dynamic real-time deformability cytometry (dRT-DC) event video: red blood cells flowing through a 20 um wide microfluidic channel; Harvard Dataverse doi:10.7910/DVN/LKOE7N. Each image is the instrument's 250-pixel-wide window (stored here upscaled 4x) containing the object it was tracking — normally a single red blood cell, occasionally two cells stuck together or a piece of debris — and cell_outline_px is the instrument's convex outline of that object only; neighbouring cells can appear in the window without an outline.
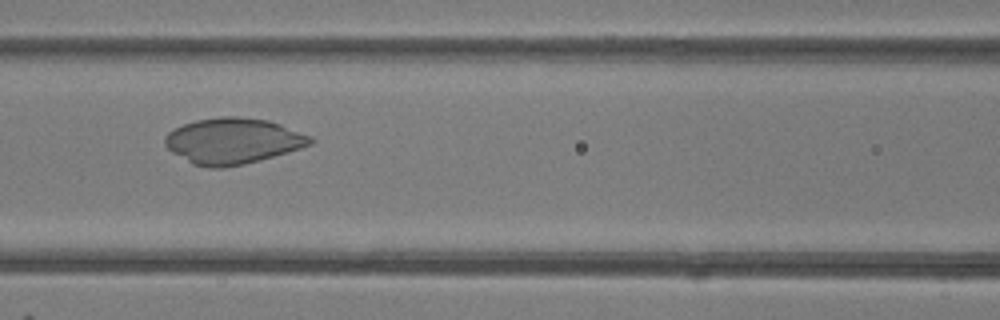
{"species": "common noctule bat (a hibernating species)", "species_latin": "Nyctalus noctula", "temperature_condition": "room temperature", "stored_images_in_passage": 48, "camera_frame_rate_fps": 3000, "um_per_image_px": 0.085, "animal": {"sex": "female"}, "frame": {"image": 1, "passage_image": 21, "time_ms": 6.667, "image_size_px": [1000, 320], "cell_outline_px": [[316, 140], [312, 144], [300, 148], [260, 160], [244, 164], [224, 168], [208, 168], [192, 164], [172, 152], [164, 144], [164, 136], [168, 132], [184, 124], [196, 120], [220, 116], [236, 116], [268, 120], [280, 124], [312, 136]], "centroid_in_image_um": [19.79, 11.98], "position_along_channel_um": 146.8, "area_um2": 38.96}}
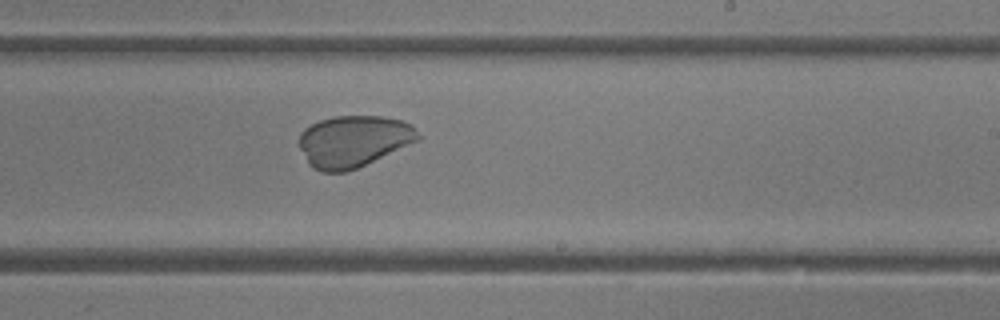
{"frame": {"image": 2, "passage_image": 29, "time_ms": 9.333, "image_size_px": [1000, 320], "cell_outline_px": [[420, 140], [356, 168], [344, 172], [320, 172], [312, 168], [308, 164], [296, 140], [300, 132], [304, 128], [320, 120], [332, 116], [380, 116], [400, 120], [412, 124], [420, 136]], "centroid_in_image_um": [30.0, 12.0], "position_along_channel_um": 259.0, "area_um2": 35.95}}
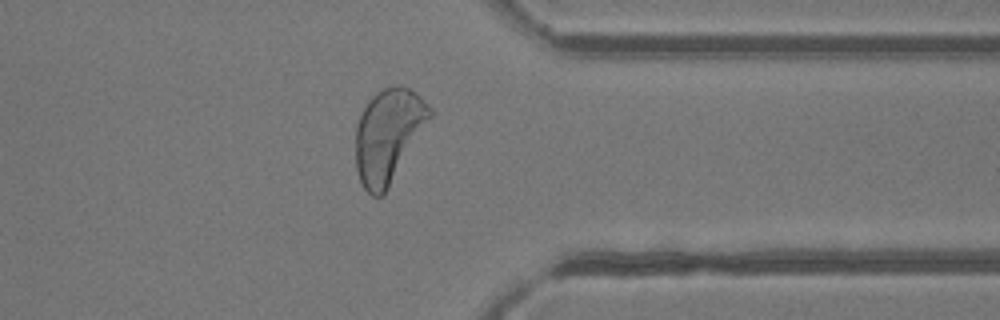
{"frame": {"image": 3, "passage_image": 38, "time_ms": 12.333, "image_size_px": [1000, 320], "cell_outline_px": [[432, 116], [384, 196], [372, 196], [364, 188], [360, 180], [356, 168], [356, 124], [360, 112], [364, 104], [376, 92], [384, 88], [400, 84], [416, 92], [432, 108]], "centroid_in_image_um": [33.0, 11.49], "position_along_channel_um": 378.4, "area_um2": 40.63}}